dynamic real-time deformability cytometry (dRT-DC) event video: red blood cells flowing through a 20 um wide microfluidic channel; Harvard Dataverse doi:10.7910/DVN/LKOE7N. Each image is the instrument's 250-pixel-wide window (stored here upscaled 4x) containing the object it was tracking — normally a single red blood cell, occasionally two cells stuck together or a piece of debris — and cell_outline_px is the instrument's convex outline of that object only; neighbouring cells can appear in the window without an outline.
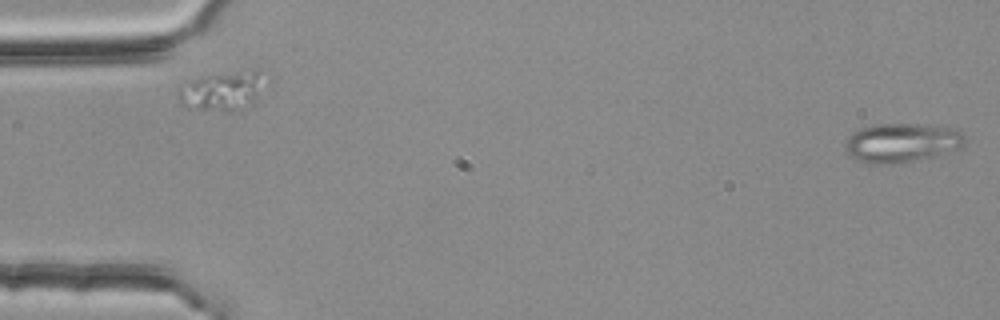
{"species": "common noctule bat (a hibernating species)", "species_latin": "Nyctalus noctula", "temperature_condition": "room temperature", "stored_images_in_passage": 4, "camera_frame_rate_fps": 3000, "um_per_image_px": 0.085, "animal": {"sex": "female", "body_mass_g": 25.1}, "frame": {"image": 1, "passage_image": 4, "time_ms": 1.0, "image_size_px": [1000, 320], "cell_outline_px": [[964, 144], [960, 148], [912, 160], [884, 164], [880, 164], [860, 160], [852, 156], [844, 148], [844, 140], [852, 132], [860, 128], [876, 124], [920, 124], [956, 128], [964, 132]], "centroid_in_image_um": [76.63, 12.09], "position_along_channel_um": 8.4, "area_um2": 26.82}}